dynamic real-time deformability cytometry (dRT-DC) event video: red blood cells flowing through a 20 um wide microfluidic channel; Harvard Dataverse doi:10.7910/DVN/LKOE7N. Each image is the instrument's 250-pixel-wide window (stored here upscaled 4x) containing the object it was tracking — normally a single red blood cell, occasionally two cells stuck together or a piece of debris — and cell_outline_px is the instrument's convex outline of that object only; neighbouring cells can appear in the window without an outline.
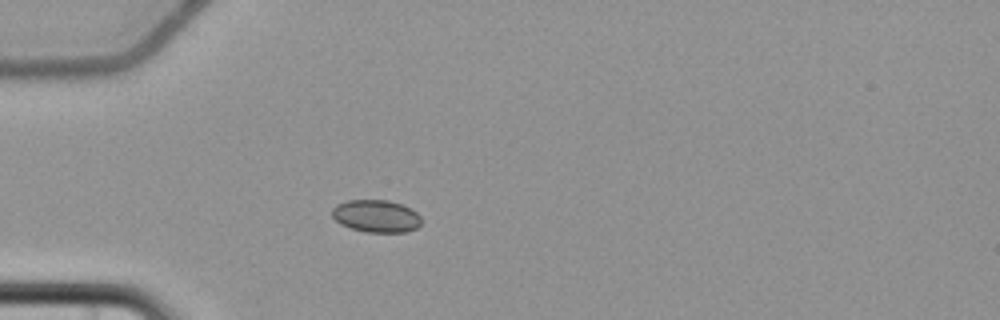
{"species": "common noctule bat (a hibernating species)", "species_latin": "Nyctalus noctula", "temperature_condition": "cold", "stored_images_in_passage": 5, "camera_frame_rate_fps": 3000, "um_per_image_px": 0.085, "animal": {"sex": "female", "body_mass_g": 22.7, "forearm_length_mm": 54.2}, "frame": {"image": 1, "passage_image": 4, "time_ms": 4.0, "image_size_px": [1000, 320], "cell_outline_px": [[420, 224], [416, 228], [404, 232], [368, 232], [352, 228], [340, 224], [332, 216], [332, 208], [336, 204], [348, 200], [388, 200], [400, 204], [416, 212], [420, 216]], "centroid_in_image_um": [31.94, 18.36], "position_along_channel_um": 53.1, "area_um2": 16.7}}